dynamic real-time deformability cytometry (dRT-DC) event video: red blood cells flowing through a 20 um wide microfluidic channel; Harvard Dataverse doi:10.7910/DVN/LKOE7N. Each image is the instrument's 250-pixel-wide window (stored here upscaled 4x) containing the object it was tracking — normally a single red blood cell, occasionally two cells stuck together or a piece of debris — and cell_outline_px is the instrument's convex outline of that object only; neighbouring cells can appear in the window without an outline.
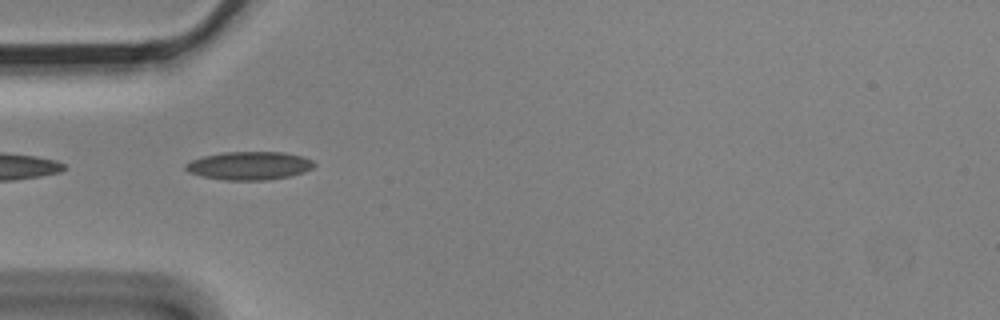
{"species": "Egyptian fruit bat (a non-hibernating species)", "species_latin": "Rousettus aegyptiacus", "temperature_condition": "cold", "stored_images_in_passage": 3, "camera_frame_rate_fps": 3000, "um_per_image_px": 0.085, "animal": {"sex": "male"}, "frame": {"image": 1, "passage_image": 2, "time_ms": 0.333, "image_size_px": [1000, 320], "cell_outline_px": [[316, 164], [312, 168], [304, 172], [288, 176], [264, 180], [224, 180], [200, 176], [188, 172], [184, 168], [184, 164], [192, 160], [204, 156], [224, 152], [284, 152], [300, 156], [312, 160]], "centroid_in_image_um": [21.16, 14.08], "position_along_channel_um": 63.8, "area_um2": 21.1}}
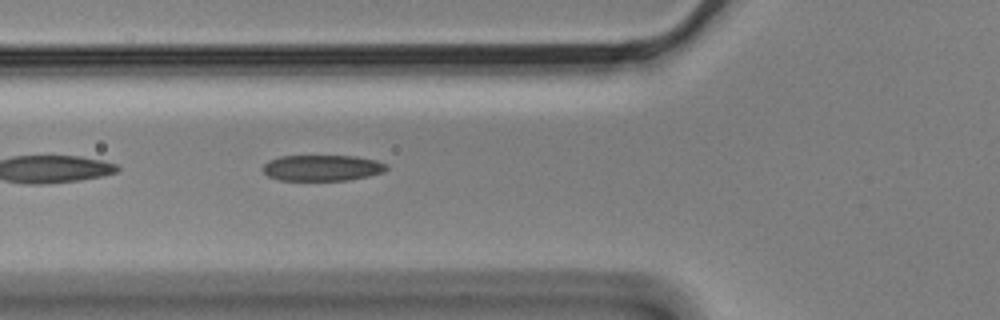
{"frame": {"image": 2, "passage_image": 3, "time_ms": 0.667, "image_size_px": [1000, 320], "cell_outline_px": [[388, 168], [384, 172], [368, 176], [348, 180], [280, 180], [268, 176], [264, 172], [264, 164], [268, 160], [280, 156], [356, 156], [376, 160], [388, 164]], "centroid_in_image_um": [27.41, 14.26], "position_along_channel_um": 98.4, "area_um2": 18.73}}